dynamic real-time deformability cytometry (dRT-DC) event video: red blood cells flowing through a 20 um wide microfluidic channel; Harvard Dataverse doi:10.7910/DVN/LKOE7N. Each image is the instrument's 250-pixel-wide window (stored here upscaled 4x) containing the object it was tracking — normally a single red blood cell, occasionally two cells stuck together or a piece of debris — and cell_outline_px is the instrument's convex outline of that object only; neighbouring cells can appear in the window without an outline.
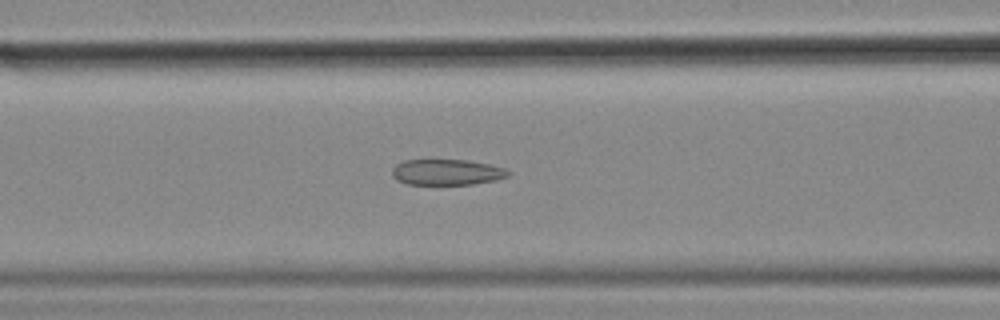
{"species": "common noctule bat (a hibernating species)", "species_latin": "Nyctalus noctula", "temperature_condition": "cold", "stored_images_in_passage": 53, "camera_frame_rate_fps": 3000, "um_per_image_px": 0.085, "animal": {"sex": "female", "body_mass_g": 18.4}, "frame": {"image": 1, "passage_image": 21, "time_ms": 6.667, "image_size_px": [1000, 320], "cell_outline_px": [[512, 172], [508, 176], [496, 180], [472, 184], [408, 184], [396, 180], [392, 176], [392, 168], [396, 164], [404, 160], [468, 160], [492, 164], [504, 168]], "centroid_in_image_um": [37.99, 14.63], "position_along_channel_um": 128.6, "area_um2": 17.57}}
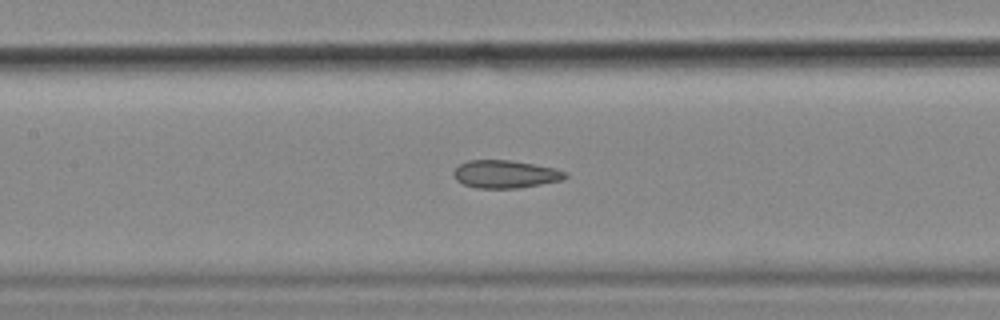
{"frame": {"image": 2, "passage_image": 24, "time_ms": 7.667, "image_size_px": [1000, 320], "cell_outline_px": [[568, 176], [564, 180], [520, 188], [476, 188], [464, 184], [456, 180], [452, 172], [460, 164], [468, 160], [508, 160], [556, 168], [568, 172]], "centroid_in_image_um": [42.98, 14.81], "position_along_channel_um": 164.4, "area_um2": 18.21}}
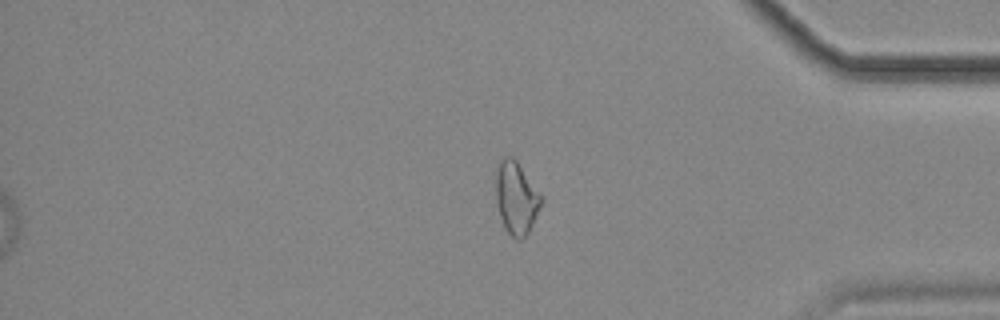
{"frame": {"image": 3, "passage_image": 45, "time_ms": 14.667, "image_size_px": [1000, 320], "cell_outline_px": [[544, 200], [528, 232], [520, 240], [516, 240], [508, 232], [500, 216], [496, 200], [496, 168], [500, 160], [504, 156], [512, 156], [516, 160], [544, 196]], "centroid_in_image_um": [43.9, 16.78], "position_along_channel_um": 391.3, "area_um2": 19.25}, "authors_computed_cell_mechanics": {"area_um2": 19.652, "velocity_mm_per_s": 3.5655, "shape_relaxation_time_tau1_ms": null, "shape_relaxation_time_tau2_ms": 2.8447, "deformation_change_tau1": null, "deformation_change_tau2": 0.0863}}